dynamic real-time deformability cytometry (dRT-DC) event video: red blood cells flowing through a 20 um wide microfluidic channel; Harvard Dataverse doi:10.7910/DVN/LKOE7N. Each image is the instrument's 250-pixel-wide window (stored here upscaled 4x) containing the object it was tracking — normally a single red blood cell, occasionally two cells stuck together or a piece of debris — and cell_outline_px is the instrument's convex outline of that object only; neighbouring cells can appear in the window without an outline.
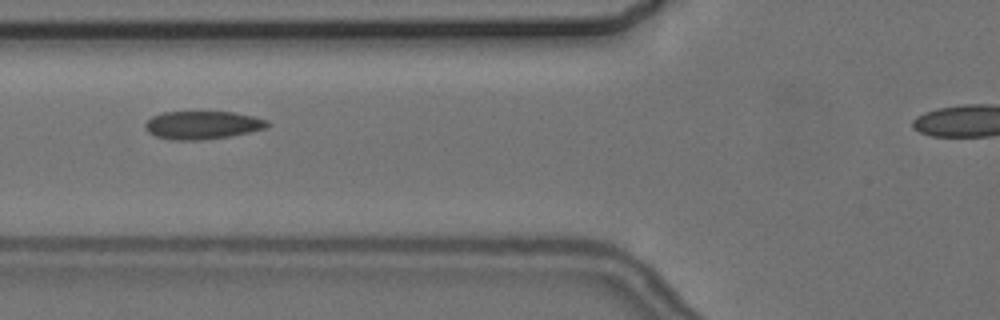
{"species": "common noctule bat (a hibernating species)", "species_latin": "Nyctalus noctula", "temperature_condition": "cold", "stored_images_in_passage": 8, "camera_frame_rate_fps": 3000, "um_per_image_px": 0.085, "animal": {"sex": "female", "body_mass_g": 24.6, "forearm_length_mm": 56.2}, "frame": {"image": 1, "passage_image": 3, "time_ms": 2.333, "image_size_px": [1000, 320], "cell_outline_px": [[272, 124], [268, 128], [228, 136], [200, 140], [172, 140], [156, 136], [148, 132], [144, 128], [144, 124], [152, 116], [164, 112], [236, 112], [268, 120]], "centroid_in_image_um": [17.22, 10.63], "position_along_channel_um": 108.6, "area_um2": 20.06}}
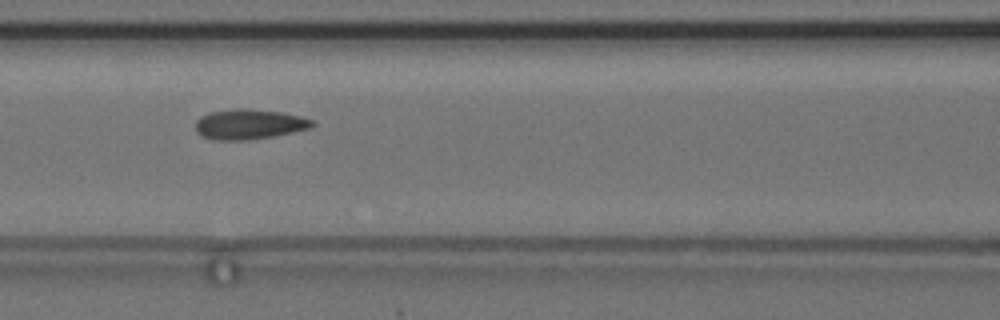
{"frame": {"image": 2, "passage_image": 4, "time_ms": 3.333, "image_size_px": [1000, 320], "cell_outline_px": [[316, 124], [308, 128], [292, 132], [272, 136], [248, 140], [216, 140], [204, 136], [196, 132], [196, 120], [200, 116], [208, 112], [236, 108], [248, 108], [280, 112], [300, 116], [312, 120]], "centroid_in_image_um": [21.14, 10.55], "position_along_channel_um": 145.5, "area_um2": 20.4}}